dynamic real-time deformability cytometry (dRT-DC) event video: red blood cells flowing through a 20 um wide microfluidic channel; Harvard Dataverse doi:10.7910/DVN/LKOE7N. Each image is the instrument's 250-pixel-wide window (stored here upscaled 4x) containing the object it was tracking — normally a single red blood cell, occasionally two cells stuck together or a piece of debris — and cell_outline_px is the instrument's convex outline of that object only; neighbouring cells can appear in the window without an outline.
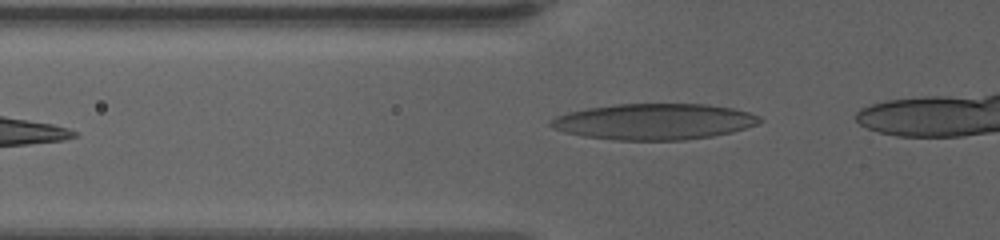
{"species": "human", "species_latin": "Homo sapiens", "temperature_condition": "warm", "stored_images_in_passage": 33, "camera_frame_rate_fps": 3000, "um_per_image_px": 0.085, "donor": {"sex": "female"}, "frame": {"image": 1, "passage_image": 4, "time_ms": 1.0, "image_size_px": [1000, 240], "cell_outline_px": [[764, 120], [756, 124], [732, 132], [712, 136], [684, 140], [616, 140], [584, 136], [564, 132], [552, 128], [548, 124], [556, 116], [568, 112], [588, 108], [616, 104], [708, 104], [732, 108], [748, 112], [760, 116]], "centroid_in_image_um": [55.6, 10.34], "position_along_channel_um": 70.2, "area_um2": 43.81}}
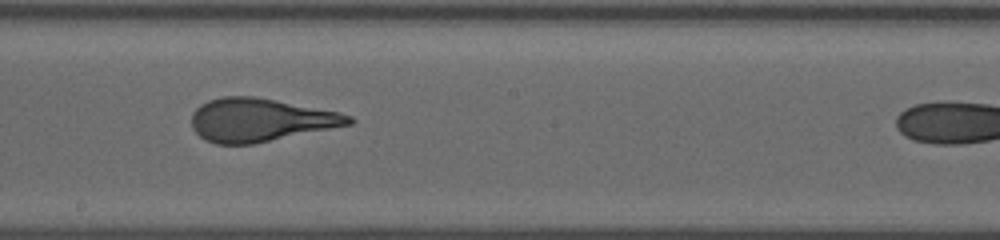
{"frame": {"image": 2, "passage_image": 18, "time_ms": 5.667, "image_size_px": [1000, 240], "cell_outline_px": [[356, 120], [352, 124], [252, 144], [216, 144], [204, 140], [192, 128], [192, 112], [200, 104], [208, 100], [224, 96], [252, 96], [276, 100], [340, 112], [352, 116]], "centroid_in_image_um": [22.11, 10.19], "position_along_channel_um": 226.1, "area_um2": 39.54}}
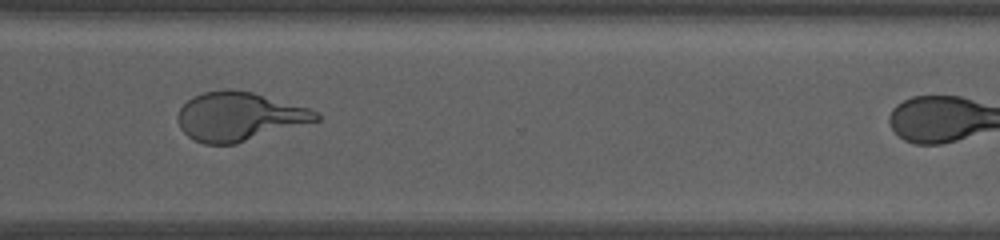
{"frame": {"image": 3, "passage_image": 29, "time_ms": 9.333, "image_size_px": [1000, 240], "cell_outline_px": [[320, 120], [236, 144], [204, 144], [188, 136], [180, 128], [176, 116], [180, 108], [192, 96], [204, 92], [224, 88], [228, 88], [252, 92], [308, 108], [320, 112]], "centroid_in_image_um": [20.32, 9.9], "position_along_channel_um": 350.3, "area_um2": 39.36}}